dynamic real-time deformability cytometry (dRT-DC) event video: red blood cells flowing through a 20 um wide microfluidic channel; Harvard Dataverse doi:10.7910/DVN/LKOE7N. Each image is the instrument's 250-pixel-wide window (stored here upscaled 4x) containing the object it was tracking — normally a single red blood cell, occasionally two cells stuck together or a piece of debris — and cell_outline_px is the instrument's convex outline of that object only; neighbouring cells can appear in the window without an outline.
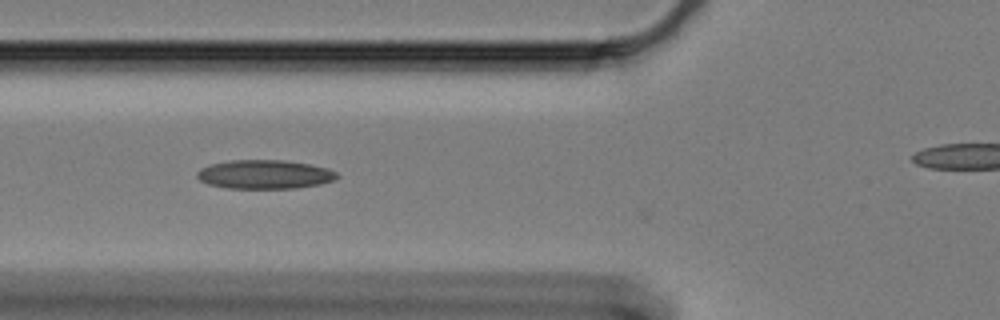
{"species": "Egyptian fruit bat (a non-hibernating species)", "species_latin": "Rousettus aegyptiacus", "temperature_condition": "cold", "stored_images_in_passage": 19, "camera_frame_rate_fps": 3000, "um_per_image_px": 0.085, "animal": {"sex": "female"}, "frame": {"image": 1, "passage_image": 4, "time_ms": 1.0, "image_size_px": [1000, 320], "cell_outline_px": [[340, 176], [336, 180], [320, 184], [296, 188], [228, 188], [208, 184], [200, 180], [196, 176], [196, 172], [200, 168], [212, 164], [232, 160], [284, 160], [308, 164], [328, 168], [336, 172]], "centroid_in_image_um": [22.51, 14.82], "position_along_channel_um": 103.3, "area_um2": 23.58}}
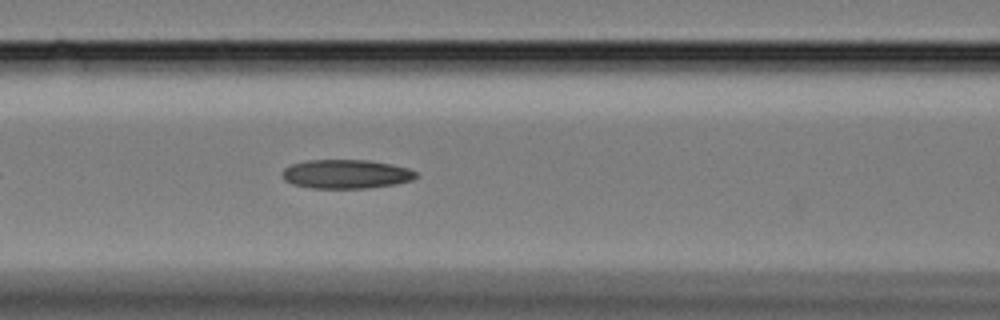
{"frame": {"image": 2, "passage_image": 7, "time_ms": 2.0, "image_size_px": [1000, 320], "cell_outline_px": [[420, 176], [412, 180], [396, 184], [368, 188], [308, 188], [292, 184], [284, 180], [280, 172], [284, 168], [292, 164], [308, 160], [368, 160], [408, 168], [416, 172]], "centroid_in_image_um": [29.39, 14.8], "position_along_channel_um": 137.2, "area_um2": 22.72}}
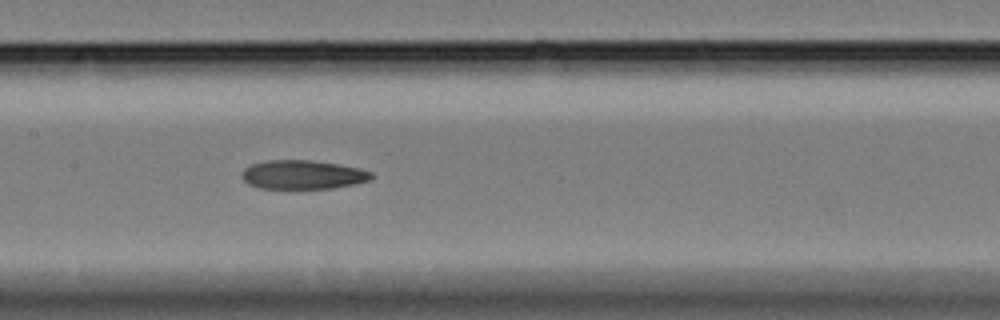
{"frame": {"image": 3, "passage_image": 11, "time_ms": 3.333, "image_size_px": [1000, 320], "cell_outline_px": [[376, 176], [372, 180], [356, 184], [332, 188], [260, 188], [248, 184], [240, 176], [244, 168], [252, 164], [268, 160], [312, 160], [360, 168], [372, 172]], "centroid_in_image_um": [25.78, 14.85], "position_along_channel_um": 181.6, "area_um2": 21.96}}